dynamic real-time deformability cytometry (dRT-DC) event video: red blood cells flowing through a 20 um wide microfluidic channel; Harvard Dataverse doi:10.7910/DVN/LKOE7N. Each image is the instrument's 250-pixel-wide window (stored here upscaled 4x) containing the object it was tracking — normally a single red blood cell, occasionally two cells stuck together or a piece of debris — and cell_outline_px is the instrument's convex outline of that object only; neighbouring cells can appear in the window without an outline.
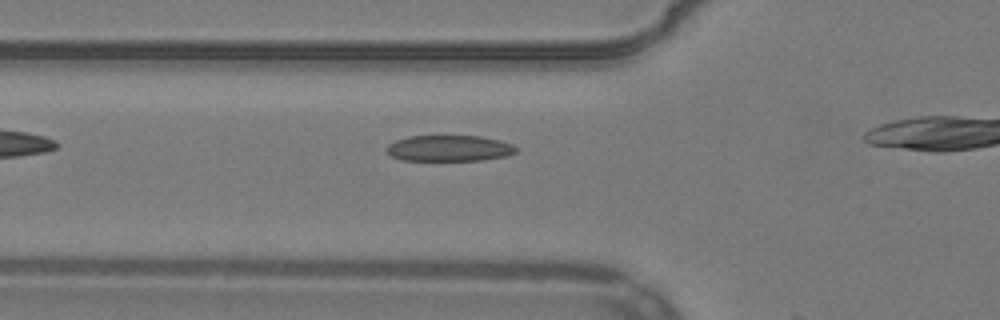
{"species": "common noctule bat (a hibernating species)", "species_latin": "Nyctalus noctula", "temperature_condition": "warm", "stored_images_in_passage": 3, "camera_frame_rate_fps": 3000, "um_per_image_px": 0.085, "animal": {"sex": "male", "body_mass_g": 19.2, "forearm_length_mm": 51.8}, "frame": {"image": 1, "passage_image": 2, "time_ms": 0.333, "image_size_px": [1000, 320], "cell_outline_px": [[516, 152], [504, 156], [480, 160], [400, 160], [392, 156], [384, 148], [388, 144], [396, 140], [408, 136], [480, 136], [500, 140], [512, 144], [516, 148]], "centroid_in_image_um": [38.14, 12.6], "position_along_channel_um": 87.7, "area_um2": 19.54}}